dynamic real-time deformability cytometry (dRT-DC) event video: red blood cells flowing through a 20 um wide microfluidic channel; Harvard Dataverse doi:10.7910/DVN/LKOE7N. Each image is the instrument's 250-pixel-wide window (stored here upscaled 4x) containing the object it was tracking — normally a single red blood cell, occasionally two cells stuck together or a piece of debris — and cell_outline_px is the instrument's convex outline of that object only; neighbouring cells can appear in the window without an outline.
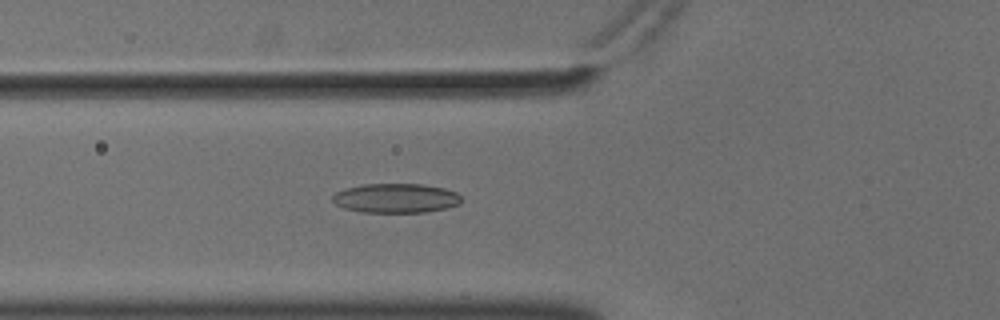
{"species": "common noctule bat (a hibernating species)", "species_latin": "Nyctalus noctula", "temperature_condition": "cold", "stored_images_in_passage": 38, "camera_frame_rate_fps": 3000, "um_per_image_px": 0.085, "animal": {"sex": "male", "body_mass_g": 18.8}, "frame": {"image": 1, "passage_image": 3, "time_ms": 0.667, "image_size_px": [1000, 320], "cell_outline_px": [[460, 204], [444, 208], [424, 212], [360, 212], [344, 208], [336, 204], [332, 200], [332, 196], [336, 192], [344, 188], [364, 184], [424, 184], [444, 188], [456, 192], [460, 196]], "centroid_in_image_um": [33.62, 16.84], "position_along_channel_um": 92.2, "area_um2": 22.02}}
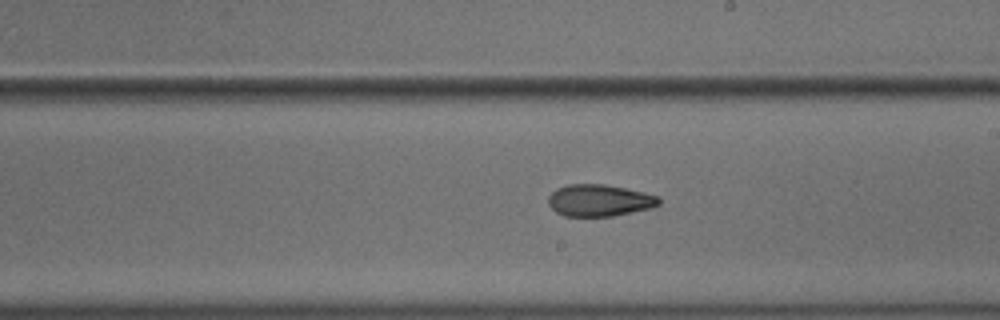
{"frame": {"image": 2, "passage_image": 15, "time_ms": 4.667, "image_size_px": [1000, 320], "cell_outline_px": [[660, 204], [652, 208], [612, 216], [564, 216], [556, 212], [548, 204], [548, 196], [556, 188], [568, 184], [604, 184], [644, 192], [660, 196]], "centroid_in_image_um": [50.95, 17.03], "position_along_channel_um": 238.1, "area_um2": 20.63}}
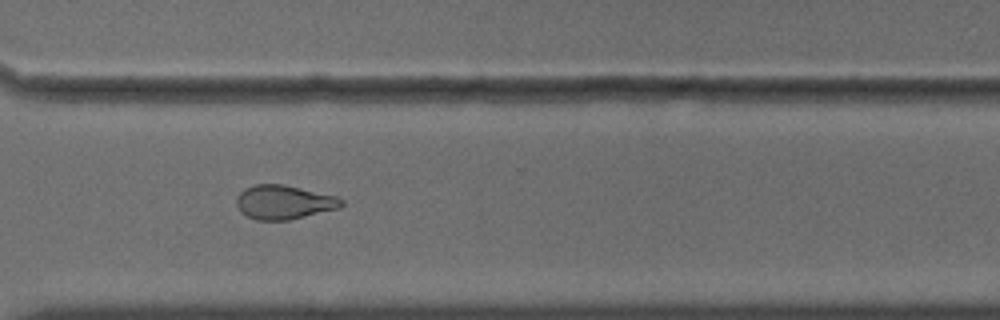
{"frame": {"image": 3, "passage_image": 24, "time_ms": 7.667, "image_size_px": [1000, 320], "cell_outline_px": [[344, 204], [340, 208], [288, 220], [256, 220], [240, 212], [236, 204], [236, 196], [244, 188], [256, 184], [284, 184], [340, 196], [344, 200]], "centroid_in_image_um": [24.16, 17.17], "position_along_channel_um": 346.4, "area_um2": 21.15}, "authors_computed_cell_mechanics": {"area_um2": 21.1548, "velocity_mm_per_s": 3.6186, "shape_relaxation_time_tau1_ms": 9.2249, "shape_relaxation_time_tau2_ms": 3.3706, "deformation_change_tau1": 0.1936, "deformation_change_tau2": 0.104}}